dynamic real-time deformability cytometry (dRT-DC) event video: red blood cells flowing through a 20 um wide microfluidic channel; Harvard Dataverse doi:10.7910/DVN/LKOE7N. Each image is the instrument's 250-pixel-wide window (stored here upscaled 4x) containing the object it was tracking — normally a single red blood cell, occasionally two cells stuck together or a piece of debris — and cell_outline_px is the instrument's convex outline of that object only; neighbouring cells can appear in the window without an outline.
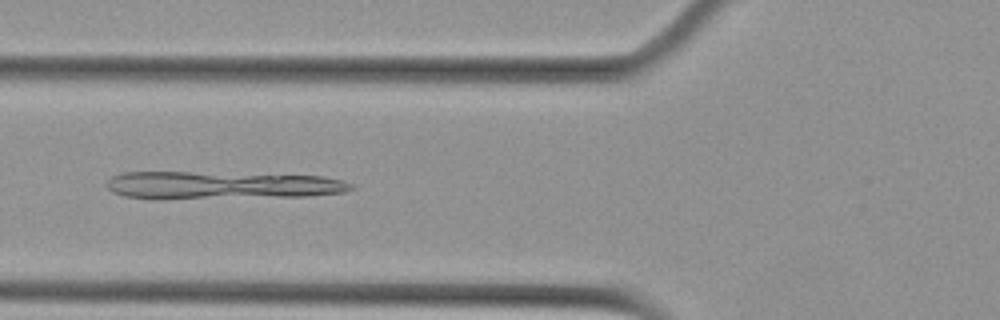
{"species": "Egyptian fruit bat (a non-hibernating species)", "species_latin": "Rousettus aegyptiacus", "temperature_condition": "cold", "stored_images_in_passage": 10, "camera_frame_rate_fps": 3000, "um_per_image_px": 0.085, "animal": {"sex": "female"}, "frame": {"image": 1, "passage_image": 5, "time_ms": 1.333, "image_size_px": [1000, 320], "cell_outline_px": [[356, 188], [344, 192], [308, 196], [164, 200], [152, 200], [124, 196], [112, 192], [104, 184], [112, 176], [124, 172], [192, 172], [320, 176], [344, 180], [352, 184]], "centroid_in_image_um": [18.76, 15.77], "position_along_channel_um": 107.0, "area_um2": 40.34}}
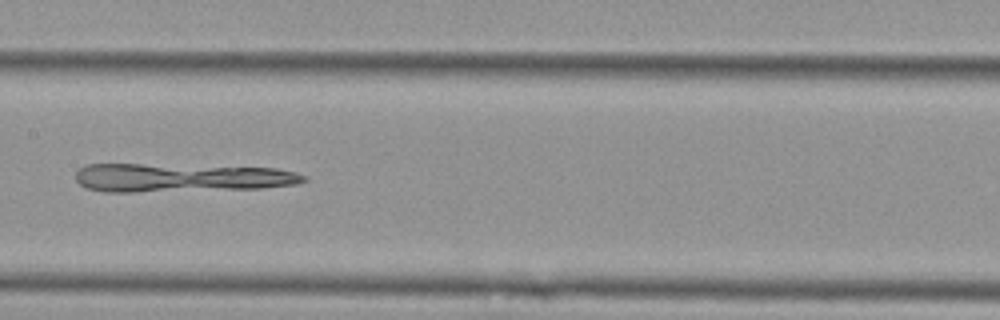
{"frame": {"image": 2, "passage_image": 7, "time_ms": 2.0, "image_size_px": [1000, 320], "cell_outline_px": [[308, 180], [296, 184], [264, 188], [136, 192], [104, 192], [84, 188], [76, 180], [76, 172], [80, 168], [88, 164], [140, 164], [276, 168], [296, 172], [308, 176]], "centroid_in_image_um": [15.39, 15.11], "position_along_channel_um": 192.0, "area_um2": 38.09}}
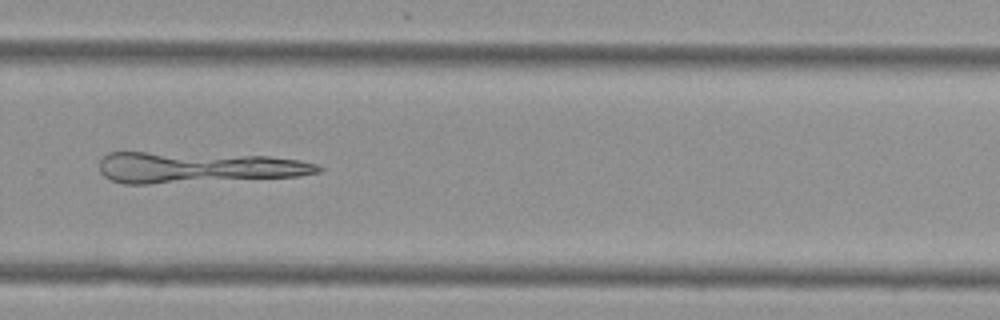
{"frame": {"image": 3, "passage_image": 10, "time_ms": 3.0, "image_size_px": [1000, 320], "cell_outline_px": [[324, 168], [320, 172], [300, 176], [148, 184], [124, 184], [112, 180], [104, 176], [100, 172], [100, 160], [108, 152], [144, 152], [268, 156], [300, 160], [316, 164]], "centroid_in_image_um": [16.79, 14.23], "position_along_channel_um": 313.0, "area_um2": 39.36}}